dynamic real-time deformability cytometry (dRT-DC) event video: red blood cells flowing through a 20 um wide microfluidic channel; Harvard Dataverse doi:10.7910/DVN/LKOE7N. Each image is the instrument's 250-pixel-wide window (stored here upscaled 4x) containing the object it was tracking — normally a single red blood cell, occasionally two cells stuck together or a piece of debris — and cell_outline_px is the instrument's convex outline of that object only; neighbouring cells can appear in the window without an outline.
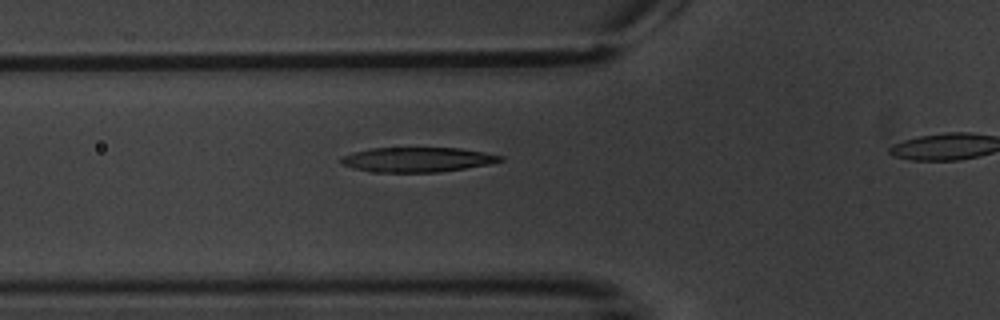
{"species": "common noctule bat (a hibernating species)", "species_latin": "Nyctalus noctula", "temperature_condition": "warm", "stored_images_in_passage": 3, "camera_frame_rate_fps": 3000, "um_per_image_px": 0.085, "animal": {"sex": "male", "body_mass_g": 20.1, "forearm_length_mm": 53.5}, "frame": {"image": 1, "passage_image": 2, "time_ms": 1.0, "image_size_px": [1000, 320], "cell_outline_px": [[504, 160], [488, 164], [440, 172], [372, 172], [352, 168], [344, 164], [340, 160], [344, 156], [356, 152], [372, 148], [460, 148], [484, 152], [504, 156]], "centroid_in_image_um": [35.51, 13.57], "position_along_channel_um": 90.3, "area_um2": 22.72}}